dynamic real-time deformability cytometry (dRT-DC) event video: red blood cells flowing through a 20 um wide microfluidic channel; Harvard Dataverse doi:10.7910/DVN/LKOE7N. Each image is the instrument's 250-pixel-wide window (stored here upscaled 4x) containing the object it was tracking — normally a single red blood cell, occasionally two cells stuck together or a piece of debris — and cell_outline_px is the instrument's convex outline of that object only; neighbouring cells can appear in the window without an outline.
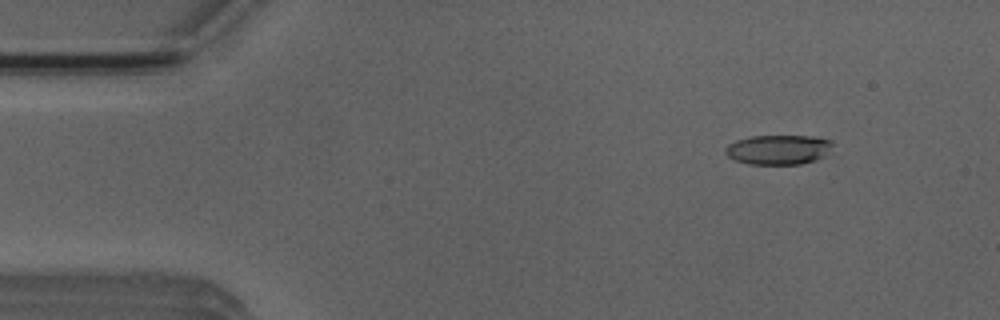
{"species": "Egyptian fruit bat (a non-hibernating species)", "species_latin": "Rousettus aegyptiacus", "temperature_condition": "room temperature", "stored_images_in_passage": 4, "camera_frame_rate_fps": 3000, "um_per_image_px": 0.085, "animal": {"sex": "male"}, "frame": {"image": 1, "passage_image": 2, "time_ms": 1.333, "image_size_px": [1000, 320], "cell_outline_px": [[832, 144], [824, 156], [816, 160], [800, 164], [748, 164], [736, 160], [728, 156], [724, 152], [724, 148], [728, 144], [736, 140], [752, 136], [820, 136], [832, 140]], "centroid_in_image_um": [66.16, 12.71], "position_along_channel_um": 18.8, "area_um2": 18.61}}